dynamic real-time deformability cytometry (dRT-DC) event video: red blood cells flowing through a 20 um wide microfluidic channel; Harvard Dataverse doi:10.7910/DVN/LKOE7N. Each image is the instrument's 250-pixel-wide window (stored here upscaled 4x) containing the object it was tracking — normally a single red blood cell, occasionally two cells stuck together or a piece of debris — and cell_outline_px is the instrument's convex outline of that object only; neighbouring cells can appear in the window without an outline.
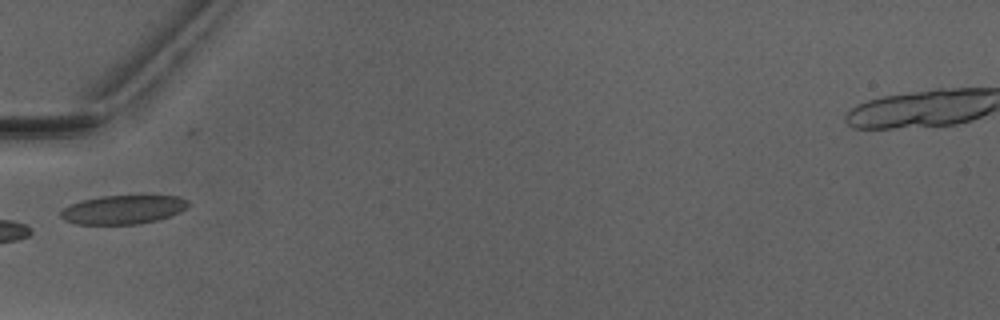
{"species": "Egyptian fruit bat (a non-hibernating species)", "species_latin": "Rousettus aegyptiacus", "temperature_condition": "warm", "stored_images_in_passage": 4, "camera_frame_rate_fps": 3000, "um_per_image_px": 0.085, "animal": {"sex": "male"}, "frame": {"image": 1, "passage_image": 4, "time_ms": 3.333, "image_size_px": [1000, 320], "cell_outline_px": [[188, 208], [180, 212], [156, 220], [136, 224], [76, 224], [64, 220], [60, 216], [60, 212], [64, 208], [72, 204], [84, 200], [100, 196], [180, 196], [188, 200]], "centroid_in_image_um": [10.47, 17.81], "position_along_channel_um": 74.5, "area_um2": 21.21}}